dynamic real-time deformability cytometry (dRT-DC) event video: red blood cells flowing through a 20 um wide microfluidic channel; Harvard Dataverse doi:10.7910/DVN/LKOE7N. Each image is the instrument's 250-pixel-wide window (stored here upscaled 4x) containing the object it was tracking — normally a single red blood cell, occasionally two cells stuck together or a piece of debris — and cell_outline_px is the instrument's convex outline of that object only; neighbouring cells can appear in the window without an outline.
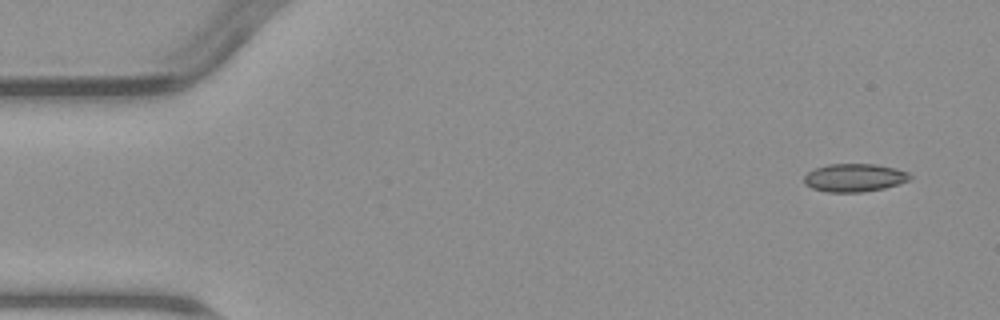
{"species": "common noctule bat (a hibernating species)", "species_latin": "Nyctalus noctula", "temperature_condition": "warm", "stored_images_in_passage": 5, "segment_of_instrument_passage": [1, 2], "camera_frame_rate_fps": 3000, "um_per_image_px": 0.085, "animal": {"sex": "male", "body_mass_g": 23.1, "forearm_length_mm": 52.7}, "frame": {"image": 1, "passage_image": 1, "time_ms": 0.0, "image_size_px": [1000, 320], "cell_outline_px": [[912, 176], [908, 180], [884, 188], [860, 192], [828, 192], [812, 188], [804, 184], [804, 176], [808, 172], [816, 168], [828, 164], [876, 164], [896, 168], [908, 172]], "centroid_in_image_um": [72.61, 15.1], "position_along_channel_um": 12.4, "area_um2": 17.22}}